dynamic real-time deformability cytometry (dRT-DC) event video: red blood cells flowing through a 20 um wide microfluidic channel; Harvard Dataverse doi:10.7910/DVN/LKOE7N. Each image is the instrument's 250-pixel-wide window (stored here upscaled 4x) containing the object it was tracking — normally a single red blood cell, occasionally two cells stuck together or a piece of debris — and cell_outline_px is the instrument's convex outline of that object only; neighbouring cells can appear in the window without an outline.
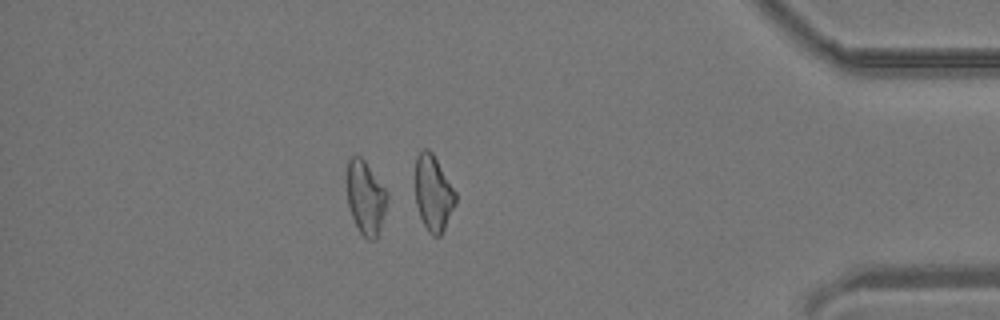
{"species": "common noctule bat (a hibernating species)", "species_latin": "Nyctalus noctula", "temperature_condition": "room temperature", "stored_images_in_passage": 37, "camera_frame_rate_fps": 3000, "um_per_image_px": 0.085, "animal": {"sex": "male", "body_mass_g": 19.2, "forearm_length_mm": 51.8}, "frame": {"image": 1, "passage_image": 32, "time_ms": 10.333, "image_size_px": [1000, 320], "cell_outline_px": [[388, 196], [380, 228], [376, 240], [368, 240], [360, 232], [352, 216], [348, 204], [348, 156], [360, 156], [364, 160], [388, 192]], "centroid_in_image_um": [31.09, 16.8], "position_along_channel_um": 404.1, "area_um2": 16.94}}